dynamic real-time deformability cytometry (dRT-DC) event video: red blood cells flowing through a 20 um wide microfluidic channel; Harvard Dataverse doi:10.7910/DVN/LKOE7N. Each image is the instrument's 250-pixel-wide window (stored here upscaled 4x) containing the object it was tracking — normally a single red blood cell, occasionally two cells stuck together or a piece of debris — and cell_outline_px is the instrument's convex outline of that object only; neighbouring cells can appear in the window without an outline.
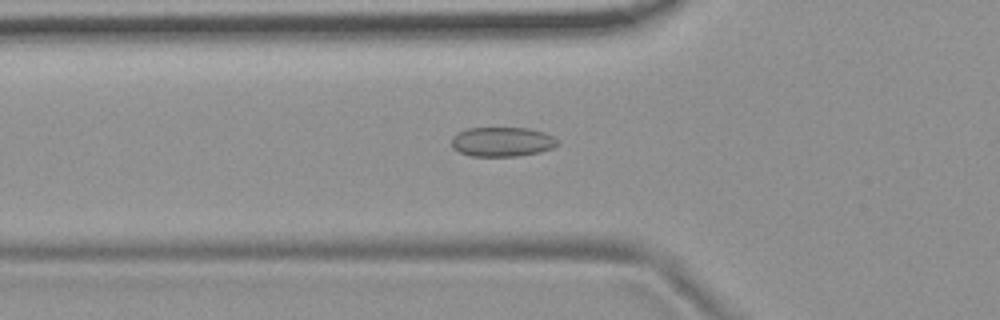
{"species": "common noctule bat (a hibernating species)", "species_latin": "Nyctalus noctula", "temperature_condition": "room temperature", "stored_images_in_passage": 39, "camera_frame_rate_fps": 3000, "um_per_image_px": 0.085, "animal": {"sex": "female", "body_mass_g": 19.9}, "frame": {"image": 1, "passage_image": 3, "time_ms": 0.667, "image_size_px": [1000, 320], "cell_outline_px": [[560, 144], [552, 148], [540, 152], [520, 156], [472, 156], [460, 152], [452, 148], [452, 136], [456, 132], [468, 128], [528, 128], [544, 132], [560, 140]], "centroid_in_image_um": [42.7, 12.05], "position_along_channel_um": 83.1, "area_um2": 18.44}}
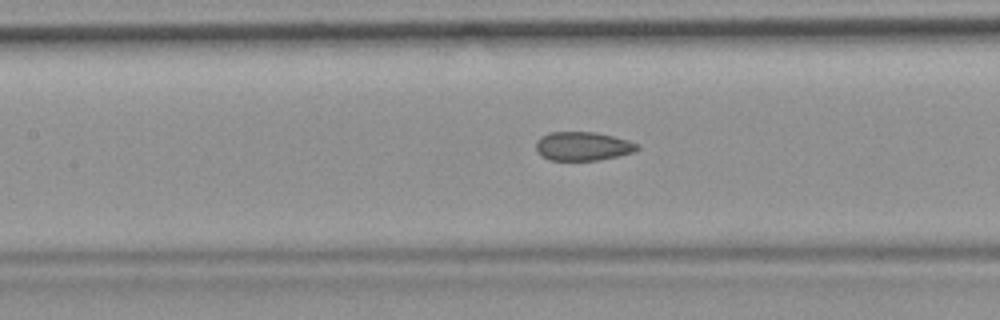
{"frame": {"image": 2, "passage_image": 9, "time_ms": 2.667, "image_size_px": [1000, 320], "cell_outline_px": [[640, 148], [632, 152], [616, 156], [596, 160], [548, 160], [536, 148], [536, 144], [544, 136], [552, 132], [596, 132], [628, 140], [640, 144]], "centroid_in_image_um": [49.6, 12.42], "position_along_channel_um": 157.8, "area_um2": 16.59}}
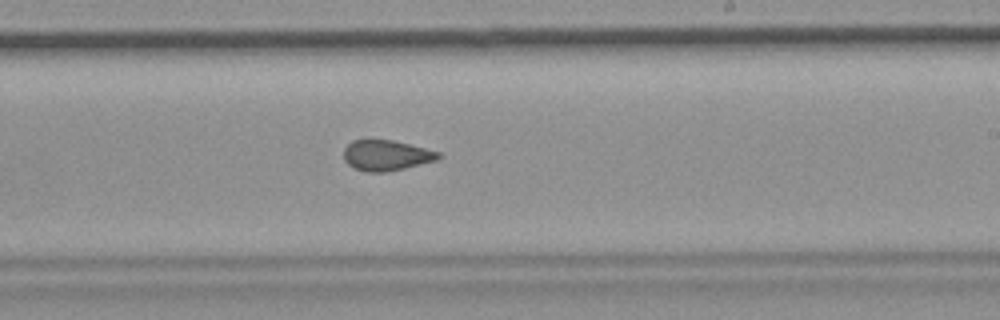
{"frame": {"image": 3, "passage_image": 17, "time_ms": 5.333, "image_size_px": [1000, 320], "cell_outline_px": [[444, 156], [436, 160], [388, 172], [368, 172], [356, 168], [348, 164], [344, 160], [344, 148], [352, 140], [368, 136], [392, 140], [440, 152]], "centroid_in_image_um": [32.79, 13.16], "position_along_channel_um": 256.2, "area_um2": 17.28}, "authors_computed_cell_mechanics": {"area_um2": 17.3978, "velocity_mm_per_s": 3.7037, "shape_relaxation_time_tau1_ms": null, "shape_relaxation_time_tau2_ms": 1.6641, "deformation_change_tau1": null, "deformation_change_tau2": 0.0681}}